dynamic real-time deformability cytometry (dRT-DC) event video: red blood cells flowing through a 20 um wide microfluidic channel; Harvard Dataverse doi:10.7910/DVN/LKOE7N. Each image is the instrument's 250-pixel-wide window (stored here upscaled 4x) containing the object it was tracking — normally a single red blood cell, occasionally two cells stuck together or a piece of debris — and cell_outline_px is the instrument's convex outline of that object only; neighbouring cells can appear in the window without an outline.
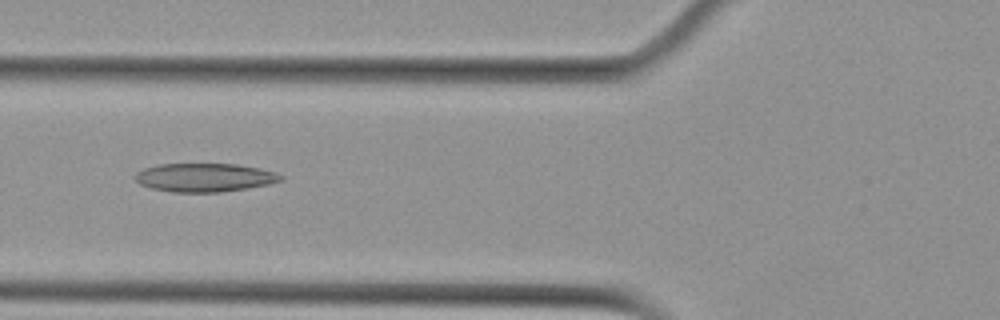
{"species": "Egyptian fruit bat (a non-hibernating species)", "species_latin": "Rousettus aegyptiacus", "temperature_condition": "cold", "stored_images_in_passage": 2, "camera_frame_rate_fps": 3000, "um_per_image_px": 0.085, "animal": {"sex": "female"}, "frame": {"image": 1, "passage_image": 2, "time_ms": 1.333, "image_size_px": [1000, 320], "cell_outline_px": [[284, 180], [268, 184], [220, 192], [172, 192], [152, 188], [140, 184], [132, 176], [136, 172], [144, 168], [160, 164], [236, 164], [260, 168], [276, 172], [284, 176]], "centroid_in_image_um": [17.39, 15.08], "position_along_channel_um": 108.4, "area_um2": 24.22}}